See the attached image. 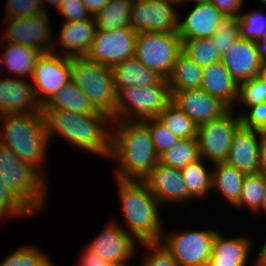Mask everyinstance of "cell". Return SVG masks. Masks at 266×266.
Listing matches in <instances>:
<instances>
[{
  "mask_svg": "<svg viewBox=\"0 0 266 266\" xmlns=\"http://www.w3.org/2000/svg\"><path fill=\"white\" fill-rule=\"evenodd\" d=\"M170 1L177 2V3H179V5H180V2H181V0H170Z\"/></svg>",
  "mask_w": 266,
  "mask_h": 266,
  "instance_id": "obj_58",
  "label": "cell"
},
{
  "mask_svg": "<svg viewBox=\"0 0 266 266\" xmlns=\"http://www.w3.org/2000/svg\"><path fill=\"white\" fill-rule=\"evenodd\" d=\"M240 38L257 41L266 30V13L261 10L240 12L238 17Z\"/></svg>",
  "mask_w": 266,
  "mask_h": 266,
  "instance_id": "obj_37",
  "label": "cell"
},
{
  "mask_svg": "<svg viewBox=\"0 0 266 266\" xmlns=\"http://www.w3.org/2000/svg\"><path fill=\"white\" fill-rule=\"evenodd\" d=\"M0 144L21 160L31 163L47 178L45 161L52 144L42 112L0 115Z\"/></svg>",
  "mask_w": 266,
  "mask_h": 266,
  "instance_id": "obj_4",
  "label": "cell"
},
{
  "mask_svg": "<svg viewBox=\"0 0 266 266\" xmlns=\"http://www.w3.org/2000/svg\"><path fill=\"white\" fill-rule=\"evenodd\" d=\"M182 52L202 68L221 61L210 38L182 40Z\"/></svg>",
  "mask_w": 266,
  "mask_h": 266,
  "instance_id": "obj_35",
  "label": "cell"
},
{
  "mask_svg": "<svg viewBox=\"0 0 266 266\" xmlns=\"http://www.w3.org/2000/svg\"><path fill=\"white\" fill-rule=\"evenodd\" d=\"M203 158L181 169L188 194L196 201H202L212 191V169ZM209 170H208V169Z\"/></svg>",
  "mask_w": 266,
  "mask_h": 266,
  "instance_id": "obj_29",
  "label": "cell"
},
{
  "mask_svg": "<svg viewBox=\"0 0 266 266\" xmlns=\"http://www.w3.org/2000/svg\"><path fill=\"white\" fill-rule=\"evenodd\" d=\"M157 119L179 139H197V125L175 104L170 102Z\"/></svg>",
  "mask_w": 266,
  "mask_h": 266,
  "instance_id": "obj_32",
  "label": "cell"
},
{
  "mask_svg": "<svg viewBox=\"0 0 266 266\" xmlns=\"http://www.w3.org/2000/svg\"><path fill=\"white\" fill-rule=\"evenodd\" d=\"M200 88L221 100L230 109H234L238 97V84L222 61L204 68Z\"/></svg>",
  "mask_w": 266,
  "mask_h": 266,
  "instance_id": "obj_24",
  "label": "cell"
},
{
  "mask_svg": "<svg viewBox=\"0 0 266 266\" xmlns=\"http://www.w3.org/2000/svg\"><path fill=\"white\" fill-rule=\"evenodd\" d=\"M3 77V78H2ZM0 78V115L42 112L33 85L27 79L11 75Z\"/></svg>",
  "mask_w": 266,
  "mask_h": 266,
  "instance_id": "obj_18",
  "label": "cell"
},
{
  "mask_svg": "<svg viewBox=\"0 0 266 266\" xmlns=\"http://www.w3.org/2000/svg\"><path fill=\"white\" fill-rule=\"evenodd\" d=\"M61 2H62V0H41L42 6H43V9L45 10V12H48L47 11L48 8H47L46 3L50 4L51 6H54V8H56L58 10V8L61 5Z\"/></svg>",
  "mask_w": 266,
  "mask_h": 266,
  "instance_id": "obj_52",
  "label": "cell"
},
{
  "mask_svg": "<svg viewBox=\"0 0 266 266\" xmlns=\"http://www.w3.org/2000/svg\"><path fill=\"white\" fill-rule=\"evenodd\" d=\"M241 111L237 112V114L241 117L243 127L266 131V102L252 105L245 111L244 109Z\"/></svg>",
  "mask_w": 266,
  "mask_h": 266,
  "instance_id": "obj_44",
  "label": "cell"
},
{
  "mask_svg": "<svg viewBox=\"0 0 266 266\" xmlns=\"http://www.w3.org/2000/svg\"><path fill=\"white\" fill-rule=\"evenodd\" d=\"M254 266H266V248H259V254L254 258Z\"/></svg>",
  "mask_w": 266,
  "mask_h": 266,
  "instance_id": "obj_51",
  "label": "cell"
},
{
  "mask_svg": "<svg viewBox=\"0 0 266 266\" xmlns=\"http://www.w3.org/2000/svg\"><path fill=\"white\" fill-rule=\"evenodd\" d=\"M210 39L222 57L240 39L238 18H226Z\"/></svg>",
  "mask_w": 266,
  "mask_h": 266,
  "instance_id": "obj_39",
  "label": "cell"
},
{
  "mask_svg": "<svg viewBox=\"0 0 266 266\" xmlns=\"http://www.w3.org/2000/svg\"><path fill=\"white\" fill-rule=\"evenodd\" d=\"M148 125L155 151L160 157L180 139L171 133L157 118L144 120Z\"/></svg>",
  "mask_w": 266,
  "mask_h": 266,
  "instance_id": "obj_42",
  "label": "cell"
},
{
  "mask_svg": "<svg viewBox=\"0 0 266 266\" xmlns=\"http://www.w3.org/2000/svg\"><path fill=\"white\" fill-rule=\"evenodd\" d=\"M143 181L163 208L174 203L185 206L195 201L188 194L180 169L159 162Z\"/></svg>",
  "mask_w": 266,
  "mask_h": 266,
  "instance_id": "obj_16",
  "label": "cell"
},
{
  "mask_svg": "<svg viewBox=\"0 0 266 266\" xmlns=\"http://www.w3.org/2000/svg\"><path fill=\"white\" fill-rule=\"evenodd\" d=\"M91 16H95L100 10H102L109 0H80Z\"/></svg>",
  "mask_w": 266,
  "mask_h": 266,
  "instance_id": "obj_48",
  "label": "cell"
},
{
  "mask_svg": "<svg viewBox=\"0 0 266 266\" xmlns=\"http://www.w3.org/2000/svg\"><path fill=\"white\" fill-rule=\"evenodd\" d=\"M42 108L65 109L79 114L99 113L72 81L64 85Z\"/></svg>",
  "mask_w": 266,
  "mask_h": 266,
  "instance_id": "obj_30",
  "label": "cell"
},
{
  "mask_svg": "<svg viewBox=\"0 0 266 266\" xmlns=\"http://www.w3.org/2000/svg\"><path fill=\"white\" fill-rule=\"evenodd\" d=\"M257 46V51L259 53L260 60L266 61V30L264 31V36L259 40L255 41Z\"/></svg>",
  "mask_w": 266,
  "mask_h": 266,
  "instance_id": "obj_50",
  "label": "cell"
},
{
  "mask_svg": "<svg viewBox=\"0 0 266 266\" xmlns=\"http://www.w3.org/2000/svg\"><path fill=\"white\" fill-rule=\"evenodd\" d=\"M42 250L33 244L23 245L1 261L0 266H56Z\"/></svg>",
  "mask_w": 266,
  "mask_h": 266,
  "instance_id": "obj_36",
  "label": "cell"
},
{
  "mask_svg": "<svg viewBox=\"0 0 266 266\" xmlns=\"http://www.w3.org/2000/svg\"><path fill=\"white\" fill-rule=\"evenodd\" d=\"M114 181L117 182L120 210L126 226L122 228L140 243L160 241L165 231L162 206L147 184L143 180L116 178Z\"/></svg>",
  "mask_w": 266,
  "mask_h": 266,
  "instance_id": "obj_3",
  "label": "cell"
},
{
  "mask_svg": "<svg viewBox=\"0 0 266 266\" xmlns=\"http://www.w3.org/2000/svg\"><path fill=\"white\" fill-rule=\"evenodd\" d=\"M42 113L50 144L56 136L79 150L103 158L111 156L113 120L108 115L79 114L55 108H42Z\"/></svg>",
  "mask_w": 266,
  "mask_h": 266,
  "instance_id": "obj_1",
  "label": "cell"
},
{
  "mask_svg": "<svg viewBox=\"0 0 266 266\" xmlns=\"http://www.w3.org/2000/svg\"><path fill=\"white\" fill-rule=\"evenodd\" d=\"M177 2L170 0H134L131 6L130 27L139 32L178 33Z\"/></svg>",
  "mask_w": 266,
  "mask_h": 266,
  "instance_id": "obj_13",
  "label": "cell"
},
{
  "mask_svg": "<svg viewBox=\"0 0 266 266\" xmlns=\"http://www.w3.org/2000/svg\"><path fill=\"white\" fill-rule=\"evenodd\" d=\"M230 109L222 117L197 127L200 158L208 163L226 162L235 132L242 126L241 117Z\"/></svg>",
  "mask_w": 266,
  "mask_h": 266,
  "instance_id": "obj_10",
  "label": "cell"
},
{
  "mask_svg": "<svg viewBox=\"0 0 266 266\" xmlns=\"http://www.w3.org/2000/svg\"><path fill=\"white\" fill-rule=\"evenodd\" d=\"M266 102V84L257 76L238 84L236 106L248 108L252 105Z\"/></svg>",
  "mask_w": 266,
  "mask_h": 266,
  "instance_id": "obj_38",
  "label": "cell"
},
{
  "mask_svg": "<svg viewBox=\"0 0 266 266\" xmlns=\"http://www.w3.org/2000/svg\"><path fill=\"white\" fill-rule=\"evenodd\" d=\"M171 102L197 126L216 120L230 110L225 103L201 88L173 92Z\"/></svg>",
  "mask_w": 266,
  "mask_h": 266,
  "instance_id": "obj_17",
  "label": "cell"
},
{
  "mask_svg": "<svg viewBox=\"0 0 266 266\" xmlns=\"http://www.w3.org/2000/svg\"><path fill=\"white\" fill-rule=\"evenodd\" d=\"M171 102L167 79L159 85L122 88L117 93L115 121H144L157 118Z\"/></svg>",
  "mask_w": 266,
  "mask_h": 266,
  "instance_id": "obj_7",
  "label": "cell"
},
{
  "mask_svg": "<svg viewBox=\"0 0 266 266\" xmlns=\"http://www.w3.org/2000/svg\"><path fill=\"white\" fill-rule=\"evenodd\" d=\"M225 16L211 3H195L185 19L179 17L178 35L181 40L210 38Z\"/></svg>",
  "mask_w": 266,
  "mask_h": 266,
  "instance_id": "obj_20",
  "label": "cell"
},
{
  "mask_svg": "<svg viewBox=\"0 0 266 266\" xmlns=\"http://www.w3.org/2000/svg\"><path fill=\"white\" fill-rule=\"evenodd\" d=\"M245 0H211L210 2L225 16V18H238L244 8Z\"/></svg>",
  "mask_w": 266,
  "mask_h": 266,
  "instance_id": "obj_46",
  "label": "cell"
},
{
  "mask_svg": "<svg viewBox=\"0 0 266 266\" xmlns=\"http://www.w3.org/2000/svg\"><path fill=\"white\" fill-rule=\"evenodd\" d=\"M1 65L12 77L28 79L32 77L36 60L42 54L38 50L17 43L2 42Z\"/></svg>",
  "mask_w": 266,
  "mask_h": 266,
  "instance_id": "obj_26",
  "label": "cell"
},
{
  "mask_svg": "<svg viewBox=\"0 0 266 266\" xmlns=\"http://www.w3.org/2000/svg\"><path fill=\"white\" fill-rule=\"evenodd\" d=\"M211 167L212 193L219 191V194L224 198L223 200L234 206L239 201L246 174L226 162L215 163Z\"/></svg>",
  "mask_w": 266,
  "mask_h": 266,
  "instance_id": "obj_27",
  "label": "cell"
},
{
  "mask_svg": "<svg viewBox=\"0 0 266 266\" xmlns=\"http://www.w3.org/2000/svg\"><path fill=\"white\" fill-rule=\"evenodd\" d=\"M217 228L190 229L184 232H163L161 242L179 266H208Z\"/></svg>",
  "mask_w": 266,
  "mask_h": 266,
  "instance_id": "obj_9",
  "label": "cell"
},
{
  "mask_svg": "<svg viewBox=\"0 0 266 266\" xmlns=\"http://www.w3.org/2000/svg\"><path fill=\"white\" fill-rule=\"evenodd\" d=\"M31 84L43 107L64 85L71 81L70 57L58 53H42L36 60Z\"/></svg>",
  "mask_w": 266,
  "mask_h": 266,
  "instance_id": "obj_14",
  "label": "cell"
},
{
  "mask_svg": "<svg viewBox=\"0 0 266 266\" xmlns=\"http://www.w3.org/2000/svg\"><path fill=\"white\" fill-rule=\"evenodd\" d=\"M260 172L266 176V131H260Z\"/></svg>",
  "mask_w": 266,
  "mask_h": 266,
  "instance_id": "obj_49",
  "label": "cell"
},
{
  "mask_svg": "<svg viewBox=\"0 0 266 266\" xmlns=\"http://www.w3.org/2000/svg\"><path fill=\"white\" fill-rule=\"evenodd\" d=\"M70 64L71 81L89 98L97 112L115 121L117 92L112 69L87 56L70 57Z\"/></svg>",
  "mask_w": 266,
  "mask_h": 266,
  "instance_id": "obj_6",
  "label": "cell"
},
{
  "mask_svg": "<svg viewBox=\"0 0 266 266\" xmlns=\"http://www.w3.org/2000/svg\"><path fill=\"white\" fill-rule=\"evenodd\" d=\"M58 11L64 16V21L66 22H74L91 17V14L80 0H62Z\"/></svg>",
  "mask_w": 266,
  "mask_h": 266,
  "instance_id": "obj_45",
  "label": "cell"
},
{
  "mask_svg": "<svg viewBox=\"0 0 266 266\" xmlns=\"http://www.w3.org/2000/svg\"><path fill=\"white\" fill-rule=\"evenodd\" d=\"M50 21L49 12L28 17H4L5 30L0 40L29 46L41 53L52 52L55 39Z\"/></svg>",
  "mask_w": 266,
  "mask_h": 266,
  "instance_id": "obj_12",
  "label": "cell"
},
{
  "mask_svg": "<svg viewBox=\"0 0 266 266\" xmlns=\"http://www.w3.org/2000/svg\"><path fill=\"white\" fill-rule=\"evenodd\" d=\"M260 3H262L261 5L263 6H265L266 7V0H258Z\"/></svg>",
  "mask_w": 266,
  "mask_h": 266,
  "instance_id": "obj_56",
  "label": "cell"
},
{
  "mask_svg": "<svg viewBox=\"0 0 266 266\" xmlns=\"http://www.w3.org/2000/svg\"><path fill=\"white\" fill-rule=\"evenodd\" d=\"M211 0H181V2H180V4H181V6H182V4L183 5H185L187 2L188 3H193V4H195V3H203V2H210Z\"/></svg>",
  "mask_w": 266,
  "mask_h": 266,
  "instance_id": "obj_55",
  "label": "cell"
},
{
  "mask_svg": "<svg viewBox=\"0 0 266 266\" xmlns=\"http://www.w3.org/2000/svg\"><path fill=\"white\" fill-rule=\"evenodd\" d=\"M136 37L137 32L131 27H124L114 31L96 29L92 46L86 56L112 68L135 56Z\"/></svg>",
  "mask_w": 266,
  "mask_h": 266,
  "instance_id": "obj_15",
  "label": "cell"
},
{
  "mask_svg": "<svg viewBox=\"0 0 266 266\" xmlns=\"http://www.w3.org/2000/svg\"><path fill=\"white\" fill-rule=\"evenodd\" d=\"M115 90L122 88L159 85L165 78L158 72L146 68L135 56L112 68Z\"/></svg>",
  "mask_w": 266,
  "mask_h": 266,
  "instance_id": "obj_25",
  "label": "cell"
},
{
  "mask_svg": "<svg viewBox=\"0 0 266 266\" xmlns=\"http://www.w3.org/2000/svg\"><path fill=\"white\" fill-rule=\"evenodd\" d=\"M266 237V236H265ZM265 241H264V244L261 246L260 245V248H266V239H264Z\"/></svg>",
  "mask_w": 266,
  "mask_h": 266,
  "instance_id": "obj_57",
  "label": "cell"
},
{
  "mask_svg": "<svg viewBox=\"0 0 266 266\" xmlns=\"http://www.w3.org/2000/svg\"><path fill=\"white\" fill-rule=\"evenodd\" d=\"M0 174L13 196L34 216L48 207V178L0 144ZM37 213V214H36Z\"/></svg>",
  "mask_w": 266,
  "mask_h": 266,
  "instance_id": "obj_5",
  "label": "cell"
},
{
  "mask_svg": "<svg viewBox=\"0 0 266 266\" xmlns=\"http://www.w3.org/2000/svg\"><path fill=\"white\" fill-rule=\"evenodd\" d=\"M4 17L17 18L45 13L41 0H6Z\"/></svg>",
  "mask_w": 266,
  "mask_h": 266,
  "instance_id": "obj_43",
  "label": "cell"
},
{
  "mask_svg": "<svg viewBox=\"0 0 266 266\" xmlns=\"http://www.w3.org/2000/svg\"><path fill=\"white\" fill-rule=\"evenodd\" d=\"M266 190V176L261 173L246 174L242 183L239 201L234 205L239 209L252 210L258 214Z\"/></svg>",
  "mask_w": 266,
  "mask_h": 266,
  "instance_id": "obj_33",
  "label": "cell"
},
{
  "mask_svg": "<svg viewBox=\"0 0 266 266\" xmlns=\"http://www.w3.org/2000/svg\"><path fill=\"white\" fill-rule=\"evenodd\" d=\"M131 6V0H109L107 5L94 16L97 29L114 31L130 27Z\"/></svg>",
  "mask_w": 266,
  "mask_h": 266,
  "instance_id": "obj_31",
  "label": "cell"
},
{
  "mask_svg": "<svg viewBox=\"0 0 266 266\" xmlns=\"http://www.w3.org/2000/svg\"><path fill=\"white\" fill-rule=\"evenodd\" d=\"M96 29L94 16L74 22L64 21L57 39L59 42L54 40L52 52L67 57L86 56L92 46ZM59 44L61 47H58Z\"/></svg>",
  "mask_w": 266,
  "mask_h": 266,
  "instance_id": "obj_21",
  "label": "cell"
},
{
  "mask_svg": "<svg viewBox=\"0 0 266 266\" xmlns=\"http://www.w3.org/2000/svg\"><path fill=\"white\" fill-rule=\"evenodd\" d=\"M139 246L147 249L145 255H142L140 266H179L171 252L161 241L141 242Z\"/></svg>",
  "mask_w": 266,
  "mask_h": 266,
  "instance_id": "obj_41",
  "label": "cell"
},
{
  "mask_svg": "<svg viewBox=\"0 0 266 266\" xmlns=\"http://www.w3.org/2000/svg\"><path fill=\"white\" fill-rule=\"evenodd\" d=\"M111 159L114 178L144 180L159 163L148 125L144 121L112 123Z\"/></svg>",
  "mask_w": 266,
  "mask_h": 266,
  "instance_id": "obj_2",
  "label": "cell"
},
{
  "mask_svg": "<svg viewBox=\"0 0 266 266\" xmlns=\"http://www.w3.org/2000/svg\"><path fill=\"white\" fill-rule=\"evenodd\" d=\"M221 61L237 84L256 77L262 62L255 41L242 38L229 48Z\"/></svg>",
  "mask_w": 266,
  "mask_h": 266,
  "instance_id": "obj_23",
  "label": "cell"
},
{
  "mask_svg": "<svg viewBox=\"0 0 266 266\" xmlns=\"http://www.w3.org/2000/svg\"><path fill=\"white\" fill-rule=\"evenodd\" d=\"M32 217L34 216L9 191L0 174V221Z\"/></svg>",
  "mask_w": 266,
  "mask_h": 266,
  "instance_id": "obj_40",
  "label": "cell"
},
{
  "mask_svg": "<svg viewBox=\"0 0 266 266\" xmlns=\"http://www.w3.org/2000/svg\"><path fill=\"white\" fill-rule=\"evenodd\" d=\"M182 40L178 33L139 32L135 42V57L148 69L167 79L178 55Z\"/></svg>",
  "mask_w": 266,
  "mask_h": 266,
  "instance_id": "obj_8",
  "label": "cell"
},
{
  "mask_svg": "<svg viewBox=\"0 0 266 266\" xmlns=\"http://www.w3.org/2000/svg\"><path fill=\"white\" fill-rule=\"evenodd\" d=\"M82 250L75 266H112L109 262L92 253L86 246Z\"/></svg>",
  "mask_w": 266,
  "mask_h": 266,
  "instance_id": "obj_47",
  "label": "cell"
},
{
  "mask_svg": "<svg viewBox=\"0 0 266 266\" xmlns=\"http://www.w3.org/2000/svg\"><path fill=\"white\" fill-rule=\"evenodd\" d=\"M200 159L197 139H180L159 157L165 166L182 169Z\"/></svg>",
  "mask_w": 266,
  "mask_h": 266,
  "instance_id": "obj_34",
  "label": "cell"
},
{
  "mask_svg": "<svg viewBox=\"0 0 266 266\" xmlns=\"http://www.w3.org/2000/svg\"><path fill=\"white\" fill-rule=\"evenodd\" d=\"M257 77L266 84V61L261 62Z\"/></svg>",
  "mask_w": 266,
  "mask_h": 266,
  "instance_id": "obj_53",
  "label": "cell"
},
{
  "mask_svg": "<svg viewBox=\"0 0 266 266\" xmlns=\"http://www.w3.org/2000/svg\"><path fill=\"white\" fill-rule=\"evenodd\" d=\"M248 236L237 234L225 237L221 231H218L213 241L208 266H254V259L252 264L248 263L251 261V249L254 245L253 237Z\"/></svg>",
  "mask_w": 266,
  "mask_h": 266,
  "instance_id": "obj_22",
  "label": "cell"
},
{
  "mask_svg": "<svg viewBox=\"0 0 266 266\" xmlns=\"http://www.w3.org/2000/svg\"><path fill=\"white\" fill-rule=\"evenodd\" d=\"M203 70L187 55L181 52L167 78L170 94L180 90H193L201 87Z\"/></svg>",
  "mask_w": 266,
  "mask_h": 266,
  "instance_id": "obj_28",
  "label": "cell"
},
{
  "mask_svg": "<svg viewBox=\"0 0 266 266\" xmlns=\"http://www.w3.org/2000/svg\"><path fill=\"white\" fill-rule=\"evenodd\" d=\"M261 212H263L266 215V190H265L264 197H263V200H262V203H261V209L258 212V214L259 213L262 214Z\"/></svg>",
  "mask_w": 266,
  "mask_h": 266,
  "instance_id": "obj_54",
  "label": "cell"
},
{
  "mask_svg": "<svg viewBox=\"0 0 266 266\" xmlns=\"http://www.w3.org/2000/svg\"><path fill=\"white\" fill-rule=\"evenodd\" d=\"M119 219L111 218L85 246L96 256L109 262L112 266H130L136 257L140 242L123 228Z\"/></svg>",
  "mask_w": 266,
  "mask_h": 266,
  "instance_id": "obj_11",
  "label": "cell"
},
{
  "mask_svg": "<svg viewBox=\"0 0 266 266\" xmlns=\"http://www.w3.org/2000/svg\"><path fill=\"white\" fill-rule=\"evenodd\" d=\"M226 163L245 174L260 172V131L241 126L233 136Z\"/></svg>",
  "mask_w": 266,
  "mask_h": 266,
  "instance_id": "obj_19",
  "label": "cell"
}]
</instances>
